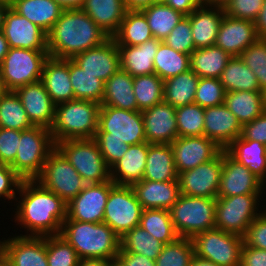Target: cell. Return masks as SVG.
Returning <instances> with one entry per match:
<instances>
[{"label": "cell", "mask_w": 266, "mask_h": 266, "mask_svg": "<svg viewBox=\"0 0 266 266\" xmlns=\"http://www.w3.org/2000/svg\"><path fill=\"white\" fill-rule=\"evenodd\" d=\"M223 168V150L212 160L178 173L181 195L217 198Z\"/></svg>", "instance_id": "cell-15"}, {"label": "cell", "mask_w": 266, "mask_h": 266, "mask_svg": "<svg viewBox=\"0 0 266 266\" xmlns=\"http://www.w3.org/2000/svg\"><path fill=\"white\" fill-rule=\"evenodd\" d=\"M111 266H124L118 259L112 260Z\"/></svg>", "instance_id": "cell-71"}, {"label": "cell", "mask_w": 266, "mask_h": 266, "mask_svg": "<svg viewBox=\"0 0 266 266\" xmlns=\"http://www.w3.org/2000/svg\"><path fill=\"white\" fill-rule=\"evenodd\" d=\"M164 81L157 74L133 77V90L137 111H144L164 101Z\"/></svg>", "instance_id": "cell-46"}, {"label": "cell", "mask_w": 266, "mask_h": 266, "mask_svg": "<svg viewBox=\"0 0 266 266\" xmlns=\"http://www.w3.org/2000/svg\"><path fill=\"white\" fill-rule=\"evenodd\" d=\"M0 240V258L9 266H48L46 236H9Z\"/></svg>", "instance_id": "cell-16"}, {"label": "cell", "mask_w": 266, "mask_h": 266, "mask_svg": "<svg viewBox=\"0 0 266 266\" xmlns=\"http://www.w3.org/2000/svg\"><path fill=\"white\" fill-rule=\"evenodd\" d=\"M231 1L232 0H203V4L224 9Z\"/></svg>", "instance_id": "cell-69"}, {"label": "cell", "mask_w": 266, "mask_h": 266, "mask_svg": "<svg viewBox=\"0 0 266 266\" xmlns=\"http://www.w3.org/2000/svg\"><path fill=\"white\" fill-rule=\"evenodd\" d=\"M242 133V125L225 104L204 108V136L225 150Z\"/></svg>", "instance_id": "cell-23"}, {"label": "cell", "mask_w": 266, "mask_h": 266, "mask_svg": "<svg viewBox=\"0 0 266 266\" xmlns=\"http://www.w3.org/2000/svg\"><path fill=\"white\" fill-rule=\"evenodd\" d=\"M101 104L73 99L55 105V118L50 132L55 144L71 139H92L98 130Z\"/></svg>", "instance_id": "cell-4"}, {"label": "cell", "mask_w": 266, "mask_h": 266, "mask_svg": "<svg viewBox=\"0 0 266 266\" xmlns=\"http://www.w3.org/2000/svg\"><path fill=\"white\" fill-rule=\"evenodd\" d=\"M35 180L66 204L87 184L57 148L50 153L41 174Z\"/></svg>", "instance_id": "cell-11"}, {"label": "cell", "mask_w": 266, "mask_h": 266, "mask_svg": "<svg viewBox=\"0 0 266 266\" xmlns=\"http://www.w3.org/2000/svg\"><path fill=\"white\" fill-rule=\"evenodd\" d=\"M163 2L185 16L190 15L203 4V0H164Z\"/></svg>", "instance_id": "cell-61"}, {"label": "cell", "mask_w": 266, "mask_h": 266, "mask_svg": "<svg viewBox=\"0 0 266 266\" xmlns=\"http://www.w3.org/2000/svg\"><path fill=\"white\" fill-rule=\"evenodd\" d=\"M10 7L48 33L63 9L54 0H12Z\"/></svg>", "instance_id": "cell-33"}, {"label": "cell", "mask_w": 266, "mask_h": 266, "mask_svg": "<svg viewBox=\"0 0 266 266\" xmlns=\"http://www.w3.org/2000/svg\"><path fill=\"white\" fill-rule=\"evenodd\" d=\"M48 50L9 48L0 65V74L6 91L41 80Z\"/></svg>", "instance_id": "cell-8"}, {"label": "cell", "mask_w": 266, "mask_h": 266, "mask_svg": "<svg viewBox=\"0 0 266 266\" xmlns=\"http://www.w3.org/2000/svg\"><path fill=\"white\" fill-rule=\"evenodd\" d=\"M225 92L260 91L254 72L240 59L232 57L219 77Z\"/></svg>", "instance_id": "cell-39"}, {"label": "cell", "mask_w": 266, "mask_h": 266, "mask_svg": "<svg viewBox=\"0 0 266 266\" xmlns=\"http://www.w3.org/2000/svg\"><path fill=\"white\" fill-rule=\"evenodd\" d=\"M16 197L14 221L27 232L20 236L59 235L66 219V203L38 181L23 180ZM21 198V199H20ZM19 199V200H18ZM17 206V207H16ZM30 232V233H29Z\"/></svg>", "instance_id": "cell-1"}, {"label": "cell", "mask_w": 266, "mask_h": 266, "mask_svg": "<svg viewBox=\"0 0 266 266\" xmlns=\"http://www.w3.org/2000/svg\"><path fill=\"white\" fill-rule=\"evenodd\" d=\"M69 73L74 99L101 104L104 93V82L101 79L85 72L71 59H69Z\"/></svg>", "instance_id": "cell-42"}, {"label": "cell", "mask_w": 266, "mask_h": 266, "mask_svg": "<svg viewBox=\"0 0 266 266\" xmlns=\"http://www.w3.org/2000/svg\"><path fill=\"white\" fill-rule=\"evenodd\" d=\"M266 185L247 167L223 150V168L218 188V197L243 194H266Z\"/></svg>", "instance_id": "cell-17"}, {"label": "cell", "mask_w": 266, "mask_h": 266, "mask_svg": "<svg viewBox=\"0 0 266 266\" xmlns=\"http://www.w3.org/2000/svg\"><path fill=\"white\" fill-rule=\"evenodd\" d=\"M124 266H155V260L136 253L119 252L117 258Z\"/></svg>", "instance_id": "cell-60"}, {"label": "cell", "mask_w": 266, "mask_h": 266, "mask_svg": "<svg viewBox=\"0 0 266 266\" xmlns=\"http://www.w3.org/2000/svg\"><path fill=\"white\" fill-rule=\"evenodd\" d=\"M262 196L264 195L243 194L217 197L215 228L243 237L247 227L265 209L259 204ZM259 205L262 207L260 211Z\"/></svg>", "instance_id": "cell-9"}, {"label": "cell", "mask_w": 266, "mask_h": 266, "mask_svg": "<svg viewBox=\"0 0 266 266\" xmlns=\"http://www.w3.org/2000/svg\"><path fill=\"white\" fill-rule=\"evenodd\" d=\"M71 60L104 83L120 69V53L112 37L95 48L77 54Z\"/></svg>", "instance_id": "cell-20"}, {"label": "cell", "mask_w": 266, "mask_h": 266, "mask_svg": "<svg viewBox=\"0 0 266 266\" xmlns=\"http://www.w3.org/2000/svg\"><path fill=\"white\" fill-rule=\"evenodd\" d=\"M146 142L171 144L177 137L176 108L161 102L141 112Z\"/></svg>", "instance_id": "cell-21"}, {"label": "cell", "mask_w": 266, "mask_h": 266, "mask_svg": "<svg viewBox=\"0 0 266 266\" xmlns=\"http://www.w3.org/2000/svg\"><path fill=\"white\" fill-rule=\"evenodd\" d=\"M56 148L50 129L33 126L20 131L19 148L10 167L23 179L34 180L42 172L43 166Z\"/></svg>", "instance_id": "cell-5"}, {"label": "cell", "mask_w": 266, "mask_h": 266, "mask_svg": "<svg viewBox=\"0 0 266 266\" xmlns=\"http://www.w3.org/2000/svg\"><path fill=\"white\" fill-rule=\"evenodd\" d=\"M59 235L75 249L79 259L118 258L121 238L104 222L89 223L65 219Z\"/></svg>", "instance_id": "cell-3"}, {"label": "cell", "mask_w": 266, "mask_h": 266, "mask_svg": "<svg viewBox=\"0 0 266 266\" xmlns=\"http://www.w3.org/2000/svg\"><path fill=\"white\" fill-rule=\"evenodd\" d=\"M240 266H266V250L243 244Z\"/></svg>", "instance_id": "cell-59"}, {"label": "cell", "mask_w": 266, "mask_h": 266, "mask_svg": "<svg viewBox=\"0 0 266 266\" xmlns=\"http://www.w3.org/2000/svg\"><path fill=\"white\" fill-rule=\"evenodd\" d=\"M20 131L0 128V164L11 165L19 148Z\"/></svg>", "instance_id": "cell-55"}, {"label": "cell", "mask_w": 266, "mask_h": 266, "mask_svg": "<svg viewBox=\"0 0 266 266\" xmlns=\"http://www.w3.org/2000/svg\"><path fill=\"white\" fill-rule=\"evenodd\" d=\"M0 266H9V265L6 264V263L0 258Z\"/></svg>", "instance_id": "cell-72"}, {"label": "cell", "mask_w": 266, "mask_h": 266, "mask_svg": "<svg viewBox=\"0 0 266 266\" xmlns=\"http://www.w3.org/2000/svg\"><path fill=\"white\" fill-rule=\"evenodd\" d=\"M22 181L9 165L0 164V199L15 201Z\"/></svg>", "instance_id": "cell-57"}, {"label": "cell", "mask_w": 266, "mask_h": 266, "mask_svg": "<svg viewBox=\"0 0 266 266\" xmlns=\"http://www.w3.org/2000/svg\"><path fill=\"white\" fill-rule=\"evenodd\" d=\"M81 9L110 37L118 31L127 11L123 0H85Z\"/></svg>", "instance_id": "cell-30"}, {"label": "cell", "mask_w": 266, "mask_h": 266, "mask_svg": "<svg viewBox=\"0 0 266 266\" xmlns=\"http://www.w3.org/2000/svg\"><path fill=\"white\" fill-rule=\"evenodd\" d=\"M161 42L152 38L137 46H117L120 53V69L132 77L155 74L153 60Z\"/></svg>", "instance_id": "cell-29"}, {"label": "cell", "mask_w": 266, "mask_h": 266, "mask_svg": "<svg viewBox=\"0 0 266 266\" xmlns=\"http://www.w3.org/2000/svg\"><path fill=\"white\" fill-rule=\"evenodd\" d=\"M140 11L145 15L153 37L161 41L185 16L164 2H156Z\"/></svg>", "instance_id": "cell-40"}, {"label": "cell", "mask_w": 266, "mask_h": 266, "mask_svg": "<svg viewBox=\"0 0 266 266\" xmlns=\"http://www.w3.org/2000/svg\"><path fill=\"white\" fill-rule=\"evenodd\" d=\"M142 210L132 186L115 184L110 189L103 222L121 238L139 226Z\"/></svg>", "instance_id": "cell-12"}, {"label": "cell", "mask_w": 266, "mask_h": 266, "mask_svg": "<svg viewBox=\"0 0 266 266\" xmlns=\"http://www.w3.org/2000/svg\"><path fill=\"white\" fill-rule=\"evenodd\" d=\"M169 211L179 237L192 238L215 228L216 198L180 195Z\"/></svg>", "instance_id": "cell-6"}, {"label": "cell", "mask_w": 266, "mask_h": 266, "mask_svg": "<svg viewBox=\"0 0 266 266\" xmlns=\"http://www.w3.org/2000/svg\"><path fill=\"white\" fill-rule=\"evenodd\" d=\"M231 58L232 56L216 45L198 48L190 54V69L199 78L219 79Z\"/></svg>", "instance_id": "cell-36"}, {"label": "cell", "mask_w": 266, "mask_h": 266, "mask_svg": "<svg viewBox=\"0 0 266 266\" xmlns=\"http://www.w3.org/2000/svg\"><path fill=\"white\" fill-rule=\"evenodd\" d=\"M224 14L223 8L202 4L188 15L195 49L215 45Z\"/></svg>", "instance_id": "cell-28"}, {"label": "cell", "mask_w": 266, "mask_h": 266, "mask_svg": "<svg viewBox=\"0 0 266 266\" xmlns=\"http://www.w3.org/2000/svg\"><path fill=\"white\" fill-rule=\"evenodd\" d=\"M194 256L191 238L178 237L174 242L164 244L155 266H189Z\"/></svg>", "instance_id": "cell-47"}, {"label": "cell", "mask_w": 266, "mask_h": 266, "mask_svg": "<svg viewBox=\"0 0 266 266\" xmlns=\"http://www.w3.org/2000/svg\"><path fill=\"white\" fill-rule=\"evenodd\" d=\"M48 266H77L75 249L60 235L46 236Z\"/></svg>", "instance_id": "cell-50"}, {"label": "cell", "mask_w": 266, "mask_h": 266, "mask_svg": "<svg viewBox=\"0 0 266 266\" xmlns=\"http://www.w3.org/2000/svg\"><path fill=\"white\" fill-rule=\"evenodd\" d=\"M139 226L164 244L172 243L179 237L174 229L170 211L166 209H143Z\"/></svg>", "instance_id": "cell-41"}, {"label": "cell", "mask_w": 266, "mask_h": 266, "mask_svg": "<svg viewBox=\"0 0 266 266\" xmlns=\"http://www.w3.org/2000/svg\"><path fill=\"white\" fill-rule=\"evenodd\" d=\"M112 38L117 46H137L154 37L145 15L140 10H127Z\"/></svg>", "instance_id": "cell-38"}, {"label": "cell", "mask_w": 266, "mask_h": 266, "mask_svg": "<svg viewBox=\"0 0 266 266\" xmlns=\"http://www.w3.org/2000/svg\"><path fill=\"white\" fill-rule=\"evenodd\" d=\"M196 256L218 266H240L243 237L214 228L191 238Z\"/></svg>", "instance_id": "cell-10"}, {"label": "cell", "mask_w": 266, "mask_h": 266, "mask_svg": "<svg viewBox=\"0 0 266 266\" xmlns=\"http://www.w3.org/2000/svg\"><path fill=\"white\" fill-rule=\"evenodd\" d=\"M94 139L109 168L118 162L130 147L119 139L108 138V133H96Z\"/></svg>", "instance_id": "cell-53"}, {"label": "cell", "mask_w": 266, "mask_h": 266, "mask_svg": "<svg viewBox=\"0 0 266 266\" xmlns=\"http://www.w3.org/2000/svg\"><path fill=\"white\" fill-rule=\"evenodd\" d=\"M243 244L266 250V209H264L247 227Z\"/></svg>", "instance_id": "cell-56"}, {"label": "cell", "mask_w": 266, "mask_h": 266, "mask_svg": "<svg viewBox=\"0 0 266 266\" xmlns=\"http://www.w3.org/2000/svg\"><path fill=\"white\" fill-rule=\"evenodd\" d=\"M41 81L55 105L74 99L69 73V59L49 56L43 66Z\"/></svg>", "instance_id": "cell-25"}, {"label": "cell", "mask_w": 266, "mask_h": 266, "mask_svg": "<svg viewBox=\"0 0 266 266\" xmlns=\"http://www.w3.org/2000/svg\"><path fill=\"white\" fill-rule=\"evenodd\" d=\"M114 185L111 180L86 184L84 189L66 204V219L102 223L110 189Z\"/></svg>", "instance_id": "cell-14"}, {"label": "cell", "mask_w": 266, "mask_h": 266, "mask_svg": "<svg viewBox=\"0 0 266 266\" xmlns=\"http://www.w3.org/2000/svg\"><path fill=\"white\" fill-rule=\"evenodd\" d=\"M149 143L130 145L123 157L110 168L111 181L132 186L143 179Z\"/></svg>", "instance_id": "cell-27"}, {"label": "cell", "mask_w": 266, "mask_h": 266, "mask_svg": "<svg viewBox=\"0 0 266 266\" xmlns=\"http://www.w3.org/2000/svg\"><path fill=\"white\" fill-rule=\"evenodd\" d=\"M2 31L9 48L48 50L47 33L26 17L19 15L11 7L5 14Z\"/></svg>", "instance_id": "cell-19"}, {"label": "cell", "mask_w": 266, "mask_h": 266, "mask_svg": "<svg viewBox=\"0 0 266 266\" xmlns=\"http://www.w3.org/2000/svg\"><path fill=\"white\" fill-rule=\"evenodd\" d=\"M9 51L8 41L5 38L3 31H0V65Z\"/></svg>", "instance_id": "cell-66"}, {"label": "cell", "mask_w": 266, "mask_h": 266, "mask_svg": "<svg viewBox=\"0 0 266 266\" xmlns=\"http://www.w3.org/2000/svg\"><path fill=\"white\" fill-rule=\"evenodd\" d=\"M153 64L155 74L165 81L190 69V55L178 52L162 41Z\"/></svg>", "instance_id": "cell-43"}, {"label": "cell", "mask_w": 266, "mask_h": 266, "mask_svg": "<svg viewBox=\"0 0 266 266\" xmlns=\"http://www.w3.org/2000/svg\"><path fill=\"white\" fill-rule=\"evenodd\" d=\"M156 2H163L164 0H155Z\"/></svg>", "instance_id": "cell-73"}, {"label": "cell", "mask_w": 266, "mask_h": 266, "mask_svg": "<svg viewBox=\"0 0 266 266\" xmlns=\"http://www.w3.org/2000/svg\"><path fill=\"white\" fill-rule=\"evenodd\" d=\"M257 39L254 22L224 14L215 45L226 51L230 56L239 57Z\"/></svg>", "instance_id": "cell-24"}, {"label": "cell", "mask_w": 266, "mask_h": 266, "mask_svg": "<svg viewBox=\"0 0 266 266\" xmlns=\"http://www.w3.org/2000/svg\"><path fill=\"white\" fill-rule=\"evenodd\" d=\"M63 10L81 9L85 0H54Z\"/></svg>", "instance_id": "cell-65"}, {"label": "cell", "mask_w": 266, "mask_h": 266, "mask_svg": "<svg viewBox=\"0 0 266 266\" xmlns=\"http://www.w3.org/2000/svg\"><path fill=\"white\" fill-rule=\"evenodd\" d=\"M178 173L170 144H149L142 180L155 182L175 181Z\"/></svg>", "instance_id": "cell-34"}, {"label": "cell", "mask_w": 266, "mask_h": 266, "mask_svg": "<svg viewBox=\"0 0 266 266\" xmlns=\"http://www.w3.org/2000/svg\"><path fill=\"white\" fill-rule=\"evenodd\" d=\"M10 7L9 0H0V31L3 30L4 18L7 10Z\"/></svg>", "instance_id": "cell-67"}, {"label": "cell", "mask_w": 266, "mask_h": 266, "mask_svg": "<svg viewBox=\"0 0 266 266\" xmlns=\"http://www.w3.org/2000/svg\"><path fill=\"white\" fill-rule=\"evenodd\" d=\"M34 126L50 129L55 118V104L41 80L29 83L15 90Z\"/></svg>", "instance_id": "cell-22"}, {"label": "cell", "mask_w": 266, "mask_h": 266, "mask_svg": "<svg viewBox=\"0 0 266 266\" xmlns=\"http://www.w3.org/2000/svg\"><path fill=\"white\" fill-rule=\"evenodd\" d=\"M163 246L164 243L155 239L140 226H136L121 237L119 252L136 253L156 260Z\"/></svg>", "instance_id": "cell-44"}, {"label": "cell", "mask_w": 266, "mask_h": 266, "mask_svg": "<svg viewBox=\"0 0 266 266\" xmlns=\"http://www.w3.org/2000/svg\"><path fill=\"white\" fill-rule=\"evenodd\" d=\"M96 133H108V138L119 139L128 145L146 142L141 111L100 106Z\"/></svg>", "instance_id": "cell-13"}, {"label": "cell", "mask_w": 266, "mask_h": 266, "mask_svg": "<svg viewBox=\"0 0 266 266\" xmlns=\"http://www.w3.org/2000/svg\"><path fill=\"white\" fill-rule=\"evenodd\" d=\"M6 92V89L3 85V81H2V78H1V74H0V98L2 97V95Z\"/></svg>", "instance_id": "cell-70"}, {"label": "cell", "mask_w": 266, "mask_h": 266, "mask_svg": "<svg viewBox=\"0 0 266 266\" xmlns=\"http://www.w3.org/2000/svg\"><path fill=\"white\" fill-rule=\"evenodd\" d=\"M101 106L137 111L136 97L133 90V77L128 72L119 69L104 83Z\"/></svg>", "instance_id": "cell-32"}, {"label": "cell", "mask_w": 266, "mask_h": 266, "mask_svg": "<svg viewBox=\"0 0 266 266\" xmlns=\"http://www.w3.org/2000/svg\"><path fill=\"white\" fill-rule=\"evenodd\" d=\"M178 137L204 136V108L189 104L176 108Z\"/></svg>", "instance_id": "cell-48"}, {"label": "cell", "mask_w": 266, "mask_h": 266, "mask_svg": "<svg viewBox=\"0 0 266 266\" xmlns=\"http://www.w3.org/2000/svg\"><path fill=\"white\" fill-rule=\"evenodd\" d=\"M241 137L266 145V110L259 117L242 126Z\"/></svg>", "instance_id": "cell-58"}, {"label": "cell", "mask_w": 266, "mask_h": 266, "mask_svg": "<svg viewBox=\"0 0 266 266\" xmlns=\"http://www.w3.org/2000/svg\"><path fill=\"white\" fill-rule=\"evenodd\" d=\"M225 100V90L217 78H200L194 103L202 108L221 105Z\"/></svg>", "instance_id": "cell-51"}, {"label": "cell", "mask_w": 266, "mask_h": 266, "mask_svg": "<svg viewBox=\"0 0 266 266\" xmlns=\"http://www.w3.org/2000/svg\"><path fill=\"white\" fill-rule=\"evenodd\" d=\"M127 10H142L156 3L155 0H123Z\"/></svg>", "instance_id": "cell-63"}, {"label": "cell", "mask_w": 266, "mask_h": 266, "mask_svg": "<svg viewBox=\"0 0 266 266\" xmlns=\"http://www.w3.org/2000/svg\"><path fill=\"white\" fill-rule=\"evenodd\" d=\"M189 266H218V265L210 260H207V259H204V258H201L195 255L192 258V261Z\"/></svg>", "instance_id": "cell-68"}, {"label": "cell", "mask_w": 266, "mask_h": 266, "mask_svg": "<svg viewBox=\"0 0 266 266\" xmlns=\"http://www.w3.org/2000/svg\"><path fill=\"white\" fill-rule=\"evenodd\" d=\"M199 77L189 69L164 81V102L174 108L193 104L195 100Z\"/></svg>", "instance_id": "cell-37"}, {"label": "cell", "mask_w": 266, "mask_h": 266, "mask_svg": "<svg viewBox=\"0 0 266 266\" xmlns=\"http://www.w3.org/2000/svg\"><path fill=\"white\" fill-rule=\"evenodd\" d=\"M56 148L87 184L111 180L110 168L94 138L59 141Z\"/></svg>", "instance_id": "cell-7"}, {"label": "cell", "mask_w": 266, "mask_h": 266, "mask_svg": "<svg viewBox=\"0 0 266 266\" xmlns=\"http://www.w3.org/2000/svg\"><path fill=\"white\" fill-rule=\"evenodd\" d=\"M163 42L178 52L190 55L195 46L189 17L184 16Z\"/></svg>", "instance_id": "cell-52"}, {"label": "cell", "mask_w": 266, "mask_h": 266, "mask_svg": "<svg viewBox=\"0 0 266 266\" xmlns=\"http://www.w3.org/2000/svg\"><path fill=\"white\" fill-rule=\"evenodd\" d=\"M239 57L254 72L260 91L266 94V38H258Z\"/></svg>", "instance_id": "cell-49"}, {"label": "cell", "mask_w": 266, "mask_h": 266, "mask_svg": "<svg viewBox=\"0 0 266 266\" xmlns=\"http://www.w3.org/2000/svg\"><path fill=\"white\" fill-rule=\"evenodd\" d=\"M224 104L243 126L266 110V94L261 91L225 92Z\"/></svg>", "instance_id": "cell-35"}, {"label": "cell", "mask_w": 266, "mask_h": 266, "mask_svg": "<svg viewBox=\"0 0 266 266\" xmlns=\"http://www.w3.org/2000/svg\"><path fill=\"white\" fill-rule=\"evenodd\" d=\"M264 0H232L224 8V13L230 17L254 22L262 8Z\"/></svg>", "instance_id": "cell-54"}, {"label": "cell", "mask_w": 266, "mask_h": 266, "mask_svg": "<svg viewBox=\"0 0 266 266\" xmlns=\"http://www.w3.org/2000/svg\"><path fill=\"white\" fill-rule=\"evenodd\" d=\"M109 38L82 9L63 10L47 33L48 54L54 58L72 59Z\"/></svg>", "instance_id": "cell-2"}, {"label": "cell", "mask_w": 266, "mask_h": 266, "mask_svg": "<svg viewBox=\"0 0 266 266\" xmlns=\"http://www.w3.org/2000/svg\"><path fill=\"white\" fill-rule=\"evenodd\" d=\"M33 126L15 91H6L0 98V128L22 131Z\"/></svg>", "instance_id": "cell-45"}, {"label": "cell", "mask_w": 266, "mask_h": 266, "mask_svg": "<svg viewBox=\"0 0 266 266\" xmlns=\"http://www.w3.org/2000/svg\"><path fill=\"white\" fill-rule=\"evenodd\" d=\"M177 173L214 159L223 149L205 136L177 137L171 144Z\"/></svg>", "instance_id": "cell-18"}, {"label": "cell", "mask_w": 266, "mask_h": 266, "mask_svg": "<svg viewBox=\"0 0 266 266\" xmlns=\"http://www.w3.org/2000/svg\"><path fill=\"white\" fill-rule=\"evenodd\" d=\"M132 188L142 209L170 210L181 195L178 179L164 182L141 180Z\"/></svg>", "instance_id": "cell-26"}, {"label": "cell", "mask_w": 266, "mask_h": 266, "mask_svg": "<svg viewBox=\"0 0 266 266\" xmlns=\"http://www.w3.org/2000/svg\"><path fill=\"white\" fill-rule=\"evenodd\" d=\"M112 260L101 258H84L79 259L77 266H111Z\"/></svg>", "instance_id": "cell-64"}, {"label": "cell", "mask_w": 266, "mask_h": 266, "mask_svg": "<svg viewBox=\"0 0 266 266\" xmlns=\"http://www.w3.org/2000/svg\"><path fill=\"white\" fill-rule=\"evenodd\" d=\"M266 185V145L239 136L225 149Z\"/></svg>", "instance_id": "cell-31"}, {"label": "cell", "mask_w": 266, "mask_h": 266, "mask_svg": "<svg viewBox=\"0 0 266 266\" xmlns=\"http://www.w3.org/2000/svg\"><path fill=\"white\" fill-rule=\"evenodd\" d=\"M254 25L258 38H266V0L263 1L262 8L254 20Z\"/></svg>", "instance_id": "cell-62"}]
</instances>
